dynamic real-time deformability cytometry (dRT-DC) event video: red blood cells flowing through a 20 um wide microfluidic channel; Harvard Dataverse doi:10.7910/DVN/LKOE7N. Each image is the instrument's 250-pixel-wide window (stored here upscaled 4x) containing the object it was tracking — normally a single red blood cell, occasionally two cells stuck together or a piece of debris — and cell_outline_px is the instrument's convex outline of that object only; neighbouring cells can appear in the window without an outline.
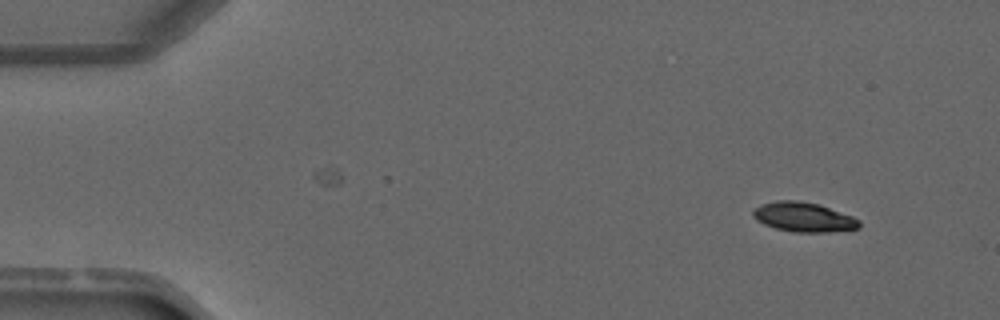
{"species": "common noctule bat (a hibernating species)", "species_latin": "Nyctalus noctula", "temperature_condition": "warm", "stored_images_in_passage": 2, "segment_of_instrument_passage": [2, 2], "camera_frame_rate_fps": 3000, "um_per_image_px": 0.085, "animal": {"sex": "male", "forearm_length_mm": 52.5}, "frame": {"image": 1, "passage_image": 2, "time_ms": 1.667, "image_size_px": [1000, 320], "cell_outline_px": [[860, 228], [828, 232], [792, 232], [776, 228], [764, 224], [756, 220], [752, 216], [752, 212], [760, 204], [776, 200], [796, 200], [820, 204], [852, 216], [860, 220]], "centroid_in_image_um": [68.3, 18.44], "position_along_channel_um": 16.7, "area_um2": 18.38}}